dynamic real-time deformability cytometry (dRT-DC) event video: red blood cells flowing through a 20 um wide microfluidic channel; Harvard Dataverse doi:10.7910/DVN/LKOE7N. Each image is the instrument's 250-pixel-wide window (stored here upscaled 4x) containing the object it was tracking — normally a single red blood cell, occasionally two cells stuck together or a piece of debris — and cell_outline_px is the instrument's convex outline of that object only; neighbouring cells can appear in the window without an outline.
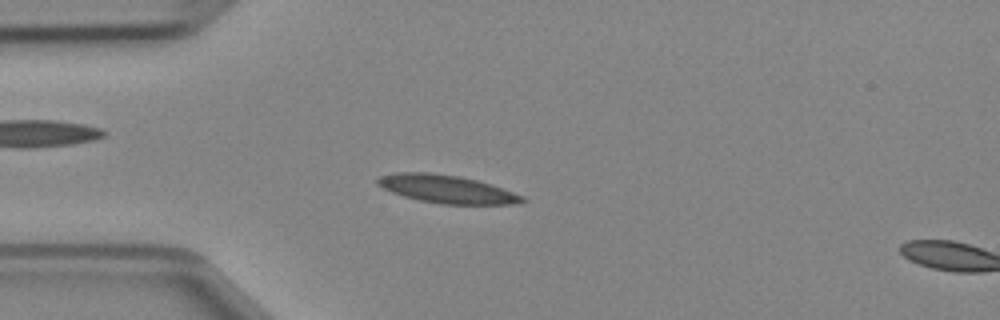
{"species": "Egyptian fruit bat (a non-hibernating species)", "species_latin": "Rousettus aegyptiacus", "temperature_condition": "cold", "stored_images_in_passage": 13, "camera_frame_rate_fps": 3000, "um_per_image_px": 0.085, "animal": {"sex": "female"}, "frame": {"image": 1, "passage_image": 11, "time_ms": 3.333, "image_size_px": [1000, 320], "cell_outline_px": [[528, 200], [520, 204], [440, 204], [420, 200], [404, 196], [392, 192], [376, 184], [376, 180], [380, 176], [396, 172], [428, 172], [460, 176], [476, 180], [524, 196]], "centroid_in_image_um": [37.97, 16.07], "position_along_channel_um": 47.0, "area_um2": 23.47}}